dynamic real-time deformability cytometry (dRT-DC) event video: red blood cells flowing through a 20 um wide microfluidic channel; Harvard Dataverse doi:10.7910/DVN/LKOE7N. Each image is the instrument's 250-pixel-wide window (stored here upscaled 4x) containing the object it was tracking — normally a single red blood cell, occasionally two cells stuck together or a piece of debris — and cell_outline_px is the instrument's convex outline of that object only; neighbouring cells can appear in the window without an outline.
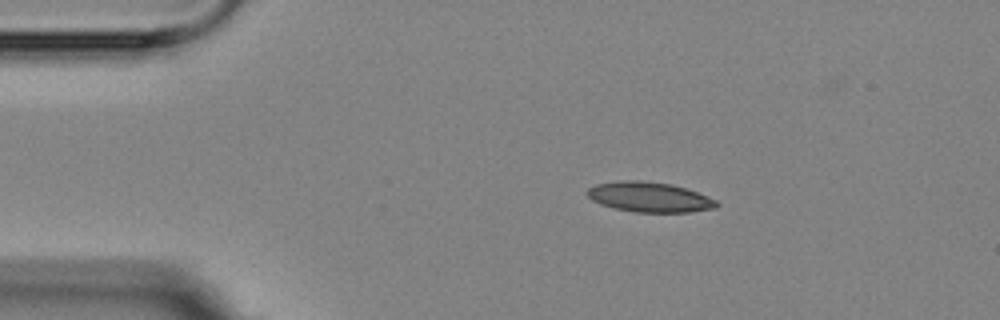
{"species": "Egyptian fruit bat (a non-hibernating species)", "species_latin": "Rousettus aegyptiacus", "temperature_condition": "room temperature", "stored_images_in_passage": 3, "camera_frame_rate_fps": 3000, "um_per_image_px": 0.085, "animal": {"sex": "female"}, "frame": {"image": 1, "passage_image": 2, "time_ms": 1.0, "image_size_px": [1000, 320], "cell_outline_px": [[720, 204], [716, 208], [688, 212], [636, 212], [616, 208], [600, 204], [592, 200], [584, 192], [588, 188], [596, 184], [620, 180], [640, 180], [672, 184], [708, 196], [716, 200]], "centroid_in_image_um": [55.19, 16.74], "position_along_channel_um": 29.8, "area_um2": 22.66}}